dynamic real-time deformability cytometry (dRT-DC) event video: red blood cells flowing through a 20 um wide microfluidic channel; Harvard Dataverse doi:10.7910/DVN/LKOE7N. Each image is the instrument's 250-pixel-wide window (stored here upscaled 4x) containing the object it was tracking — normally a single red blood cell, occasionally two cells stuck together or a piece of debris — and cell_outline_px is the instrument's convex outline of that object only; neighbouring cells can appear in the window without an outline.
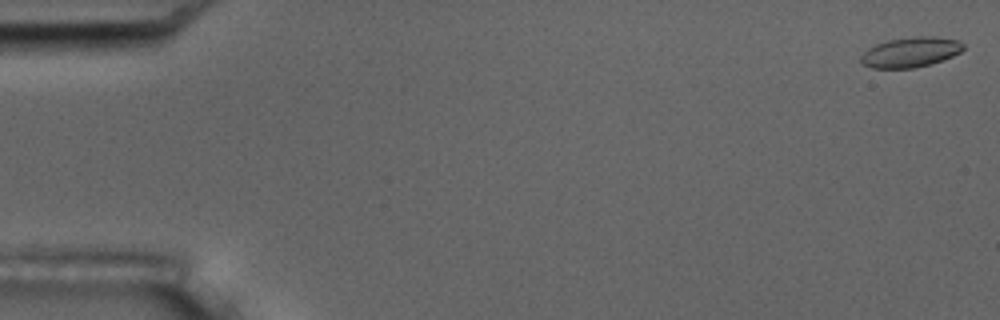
{"species": "common noctule bat (a hibernating species)", "species_latin": "Nyctalus noctula", "temperature_condition": "room temperature", "stored_images_in_passage": 13, "camera_frame_rate_fps": 3000, "um_per_image_px": 0.085, "animal": {"sex": "male", "body_mass_g": 17.5, "forearm_length_mm": 52.3}, "frame": {"image": 1, "passage_image": 1, "time_ms": 0.0, "image_size_px": [1000, 320], "cell_outline_px": [[964, 48], [960, 52], [952, 56], [928, 64], [912, 68], [872, 68], [864, 64], [860, 60], [860, 56], [868, 48], [876, 44], [888, 40], [916, 36], [932, 36], [956, 40], [964, 44]], "centroid_in_image_um": [77.37, 4.43], "position_along_channel_um": 7.6, "area_um2": 17.69}}
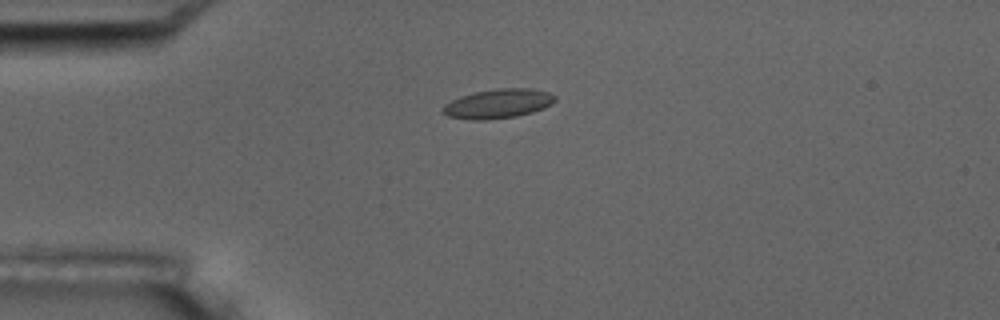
{"frame": {"image": 2, "passage_image": 4, "time_ms": 4.333, "image_size_px": [1000, 320], "cell_outline_px": [[556, 100], [552, 104], [544, 108], [532, 112], [516, 116], [484, 120], [472, 120], [448, 116], [440, 112], [440, 108], [444, 104], [460, 96], [476, 92], [496, 88], [532, 88], [548, 92], [556, 96]], "centroid_in_image_um": [42.32, 8.81], "position_along_channel_um": 42.7, "area_um2": 19.31}}
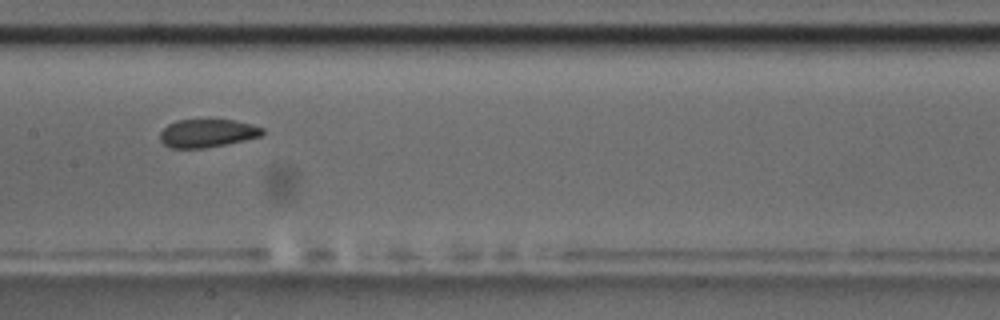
{"frame": {"image": 3, "passage_image": 8, "time_ms": 9.0, "image_size_px": [1000, 320], "cell_outline_px": [[264, 132], [260, 136], [228, 144], [204, 148], [172, 148], [164, 144], [160, 140], [160, 132], [168, 124], [176, 120], [232, 120], [252, 124], [264, 128]], "centroid_in_image_um": [17.62, 11.32], "position_along_channel_um": 189.8, "area_um2": 16.76}, "authors_computed_cell_mechanics": {"area_um2": 17.6868, "velocity_mm_per_s": 3.6362, "shape_relaxation_time_tau1_ms": null, "shape_relaxation_time_tau2_ms": 1.2572, "deformation_change_tau1": null, "deformation_change_tau2": 0.0513}}